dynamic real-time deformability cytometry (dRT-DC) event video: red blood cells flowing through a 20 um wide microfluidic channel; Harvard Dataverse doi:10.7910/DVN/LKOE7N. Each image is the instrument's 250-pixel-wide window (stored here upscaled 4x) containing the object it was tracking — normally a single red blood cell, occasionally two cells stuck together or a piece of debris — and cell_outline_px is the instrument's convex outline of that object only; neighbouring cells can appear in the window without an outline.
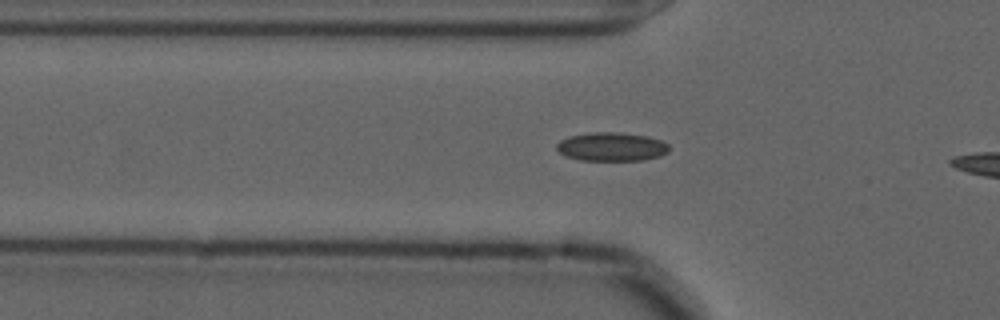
{"species": "common noctule bat (a hibernating species)", "species_latin": "Nyctalus noctula", "temperature_condition": "cold", "stored_images_in_passage": 45, "camera_frame_rate_fps": 3000, "um_per_image_px": 0.085, "animal": {"sex": "male", "forearm_length_mm": 52.5}, "frame": {"image": 1, "passage_image": 11, "time_ms": 3.333, "image_size_px": [1000, 320], "cell_outline_px": [[668, 152], [660, 156], [644, 160], [580, 160], [568, 156], [560, 152], [556, 148], [556, 144], [560, 140], [568, 136], [592, 132], [616, 132], [648, 136], [660, 140], [668, 144]], "centroid_in_image_um": [51.98, 12.47], "position_along_channel_um": 73.8, "area_um2": 18.73}}
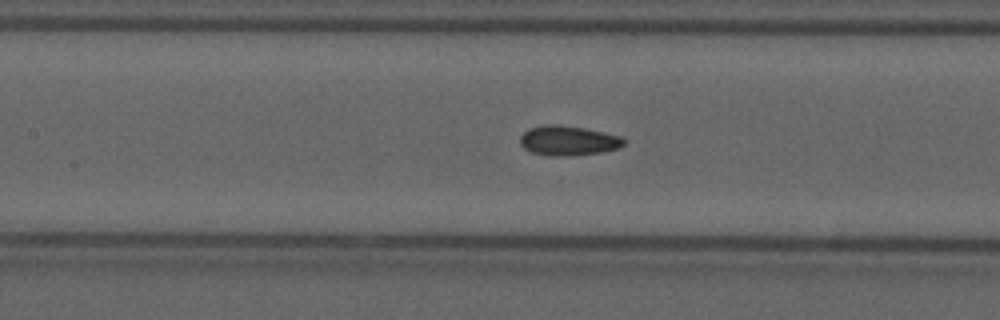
{"frame": {"image": 2, "passage_image": 18, "time_ms": 5.667, "image_size_px": [1000, 320], "cell_outline_px": [[624, 144], [620, 148], [600, 152], [568, 156], [548, 156], [532, 152], [524, 148], [520, 144], [520, 136], [528, 128], [544, 124], [560, 124], [584, 128], [604, 132], [620, 136], [624, 140]], "centroid_in_image_um": [48.26, 11.94], "position_along_channel_um": 159.1, "area_um2": 18.09}}
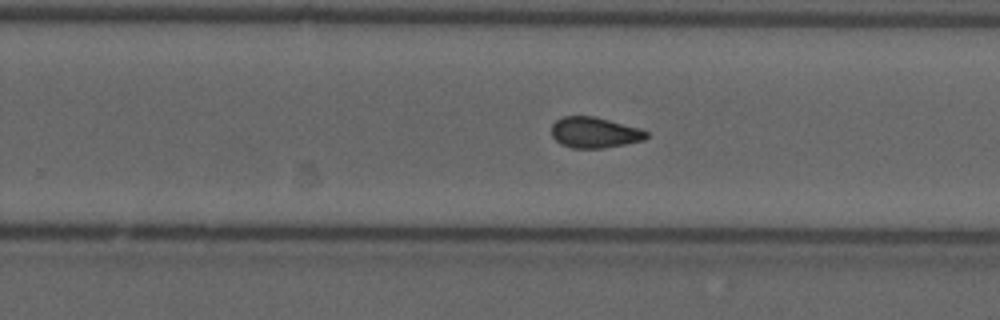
{"frame": {"image": 3, "passage_image": 28, "time_ms": 9.0, "image_size_px": [1000, 320], "cell_outline_px": [[648, 136], [644, 140], [604, 148], [572, 148], [560, 144], [552, 136], [552, 124], [556, 120], [564, 116], [592, 116], [640, 128], [648, 132]], "centroid_in_image_um": [50.52, 11.27], "position_along_channel_um": 279.3, "area_um2": 16.94}, "authors_computed_cell_mechanics": {"area_um2": 17.2822, "velocity_mm_per_s": 3.6264, "shape_relaxation_time_tau1_ms": null, "shape_relaxation_time_tau2_ms": 1.9264, "deformation_change_tau1": null, "deformation_change_tau2": 0.0819}}